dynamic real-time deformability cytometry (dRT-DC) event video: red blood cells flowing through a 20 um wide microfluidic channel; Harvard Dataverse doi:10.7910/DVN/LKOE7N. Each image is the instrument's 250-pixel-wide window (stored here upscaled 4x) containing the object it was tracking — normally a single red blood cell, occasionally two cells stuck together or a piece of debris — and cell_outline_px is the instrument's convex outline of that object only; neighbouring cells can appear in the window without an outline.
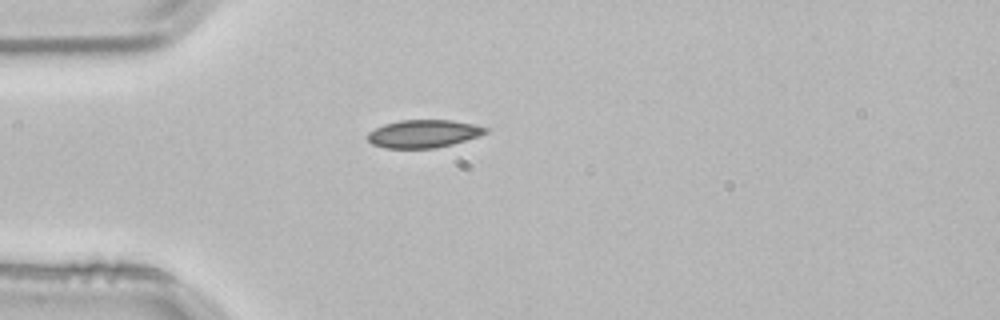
{"species": "common noctule bat (a hibernating species)", "species_latin": "Nyctalus noctula", "temperature_condition": "room temperature", "stored_images_in_passage": 1, "camera_frame_rate_fps": 3000, "um_per_image_px": 0.085, "animal": {"sex": "male", "body_mass_g": 21.5, "forearm_length_mm": 52.0}, "frame": {"image": 1, "passage_image": 1, "time_ms": 0.0, "image_size_px": [1000, 320], "cell_outline_px": [[488, 132], [452, 144], [436, 148], [384, 148], [372, 144], [368, 140], [368, 132], [384, 124], [400, 120], [452, 120], [472, 124], [488, 128]], "centroid_in_image_um": [35.96, 11.36], "position_along_channel_um": 49.0, "area_um2": 18.96}}